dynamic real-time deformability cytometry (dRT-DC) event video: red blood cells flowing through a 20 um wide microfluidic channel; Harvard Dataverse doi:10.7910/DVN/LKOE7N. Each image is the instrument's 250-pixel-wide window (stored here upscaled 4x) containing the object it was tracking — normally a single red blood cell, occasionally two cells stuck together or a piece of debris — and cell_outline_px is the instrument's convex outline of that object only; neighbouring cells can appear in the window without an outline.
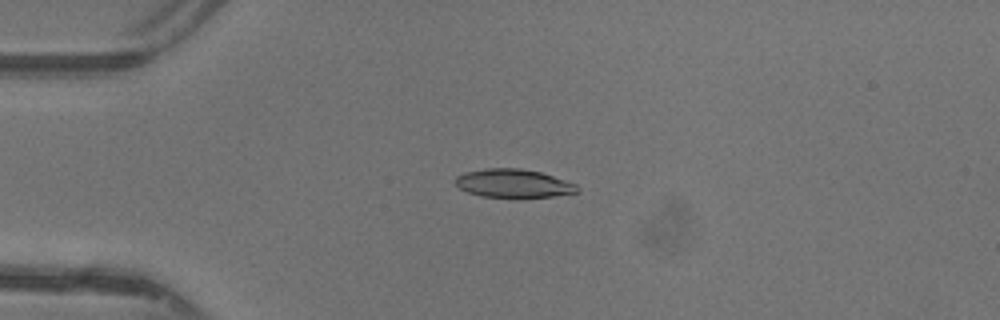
{"species": "common noctule bat (a hibernating species)", "species_latin": "Nyctalus noctula", "temperature_condition": "warm", "stored_images_in_passage": 15, "camera_frame_rate_fps": 3000, "um_per_image_px": 0.085, "animal": {"sex": "female"}, "frame": {"image": 1, "passage_image": 10, "time_ms": 3.0, "image_size_px": [1000, 320], "cell_outline_px": [[580, 192], [552, 196], [480, 196], [468, 192], [460, 188], [456, 184], [456, 176], [464, 172], [484, 168], [520, 168], [540, 172], [576, 184], [580, 188]], "centroid_in_image_um": [43.63, 15.56], "position_along_channel_um": 41.4, "area_um2": 19.83}}